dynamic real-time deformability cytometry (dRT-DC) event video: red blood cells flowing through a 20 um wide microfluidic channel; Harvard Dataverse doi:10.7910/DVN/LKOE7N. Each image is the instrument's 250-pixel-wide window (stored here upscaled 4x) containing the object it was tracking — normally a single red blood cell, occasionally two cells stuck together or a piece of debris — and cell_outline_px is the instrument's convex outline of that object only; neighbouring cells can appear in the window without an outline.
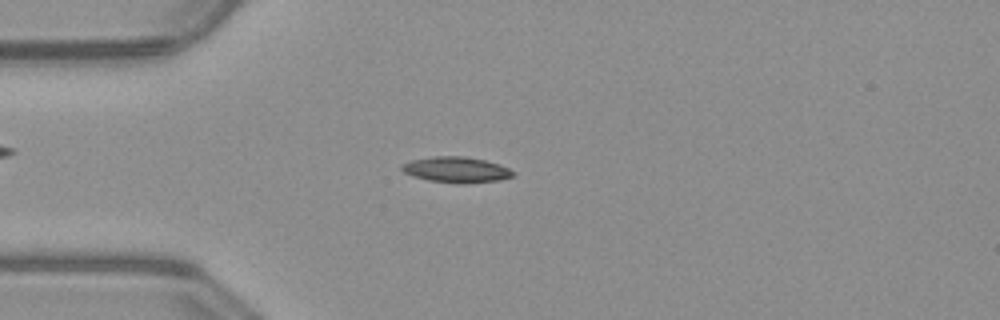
{"species": "common noctule bat (a hibernating species)", "species_latin": "Nyctalus noctula", "temperature_condition": "warm", "stored_images_in_passage": 51, "camera_frame_rate_fps": 3000, "um_per_image_px": 0.085, "animal": {"sex": "male", "body_mass_g": 23.1, "forearm_length_mm": 52.7}, "frame": {"image": 1, "passage_image": 13, "time_ms": 4.0, "image_size_px": [1000, 320], "cell_outline_px": [[512, 176], [500, 180], [464, 184], [460, 184], [428, 180], [412, 176], [404, 172], [400, 168], [404, 164], [412, 160], [436, 156], [464, 156], [484, 160], [500, 164], [508, 168], [512, 172]], "centroid_in_image_um": [38.78, 14.43], "position_along_channel_um": 46.2, "area_um2": 16.53}}
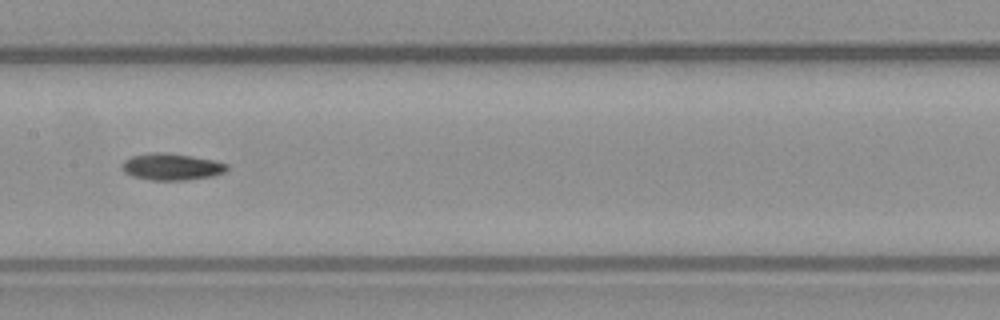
{"frame": {"image": 2, "passage_image": 25, "time_ms": 8.0, "image_size_px": [1000, 320], "cell_outline_px": [[228, 168], [224, 172], [212, 176], [188, 180], [152, 180], [132, 176], [124, 172], [124, 160], [132, 156], [152, 152], [164, 152], [192, 156], [212, 160], [228, 164]], "centroid_in_image_um": [14.6, 14.17], "position_along_channel_um": 192.8, "area_um2": 16.18}}
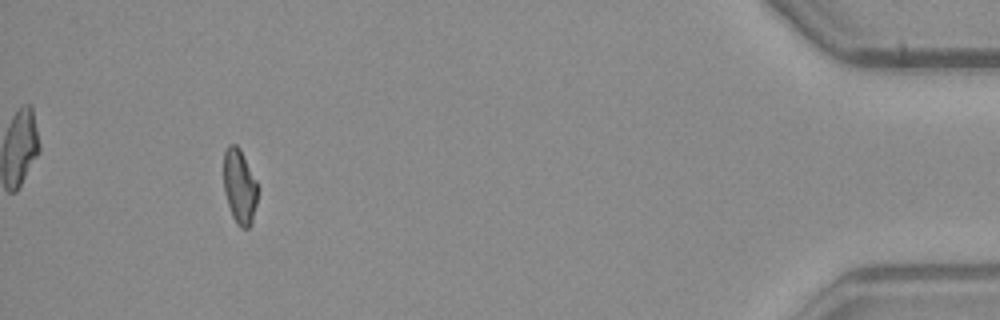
{"frame": {"image": 3, "passage_image": 47, "time_ms": 15.333, "image_size_px": [1000, 320], "cell_outline_px": [[260, 188], [252, 224], [248, 228], [240, 228], [236, 224], [232, 216], [224, 192], [224, 152], [228, 144], [236, 144], [240, 148]], "centroid_in_image_um": [20.39, 15.87], "position_along_channel_um": 414.8, "area_um2": 15.2}}